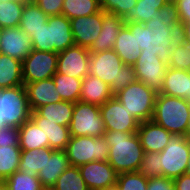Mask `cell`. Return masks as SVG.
<instances>
[{
  "label": "cell",
  "instance_id": "6da1fadb",
  "mask_svg": "<svg viewBox=\"0 0 190 190\" xmlns=\"http://www.w3.org/2000/svg\"><path fill=\"white\" fill-rule=\"evenodd\" d=\"M144 25L148 27V41L141 53H158L160 60L168 64L171 48L180 40L181 22L176 3L169 0Z\"/></svg>",
  "mask_w": 190,
  "mask_h": 190
},
{
  "label": "cell",
  "instance_id": "7a4b0ae2",
  "mask_svg": "<svg viewBox=\"0 0 190 190\" xmlns=\"http://www.w3.org/2000/svg\"><path fill=\"white\" fill-rule=\"evenodd\" d=\"M88 74L107 83L114 94L137 81L134 66L125 65L113 49L90 52Z\"/></svg>",
  "mask_w": 190,
  "mask_h": 190
},
{
  "label": "cell",
  "instance_id": "3957f363",
  "mask_svg": "<svg viewBox=\"0 0 190 190\" xmlns=\"http://www.w3.org/2000/svg\"><path fill=\"white\" fill-rule=\"evenodd\" d=\"M103 136L109 145L107 161L116 172L137 171L145 153L137 133L105 131Z\"/></svg>",
  "mask_w": 190,
  "mask_h": 190
},
{
  "label": "cell",
  "instance_id": "277c9868",
  "mask_svg": "<svg viewBox=\"0 0 190 190\" xmlns=\"http://www.w3.org/2000/svg\"><path fill=\"white\" fill-rule=\"evenodd\" d=\"M151 120L173 135L188 137L190 100L157 93Z\"/></svg>",
  "mask_w": 190,
  "mask_h": 190
},
{
  "label": "cell",
  "instance_id": "5b68a950",
  "mask_svg": "<svg viewBox=\"0 0 190 190\" xmlns=\"http://www.w3.org/2000/svg\"><path fill=\"white\" fill-rule=\"evenodd\" d=\"M33 49L61 52L75 45L70 19L66 16H49L48 22L31 35Z\"/></svg>",
  "mask_w": 190,
  "mask_h": 190
},
{
  "label": "cell",
  "instance_id": "8992f818",
  "mask_svg": "<svg viewBox=\"0 0 190 190\" xmlns=\"http://www.w3.org/2000/svg\"><path fill=\"white\" fill-rule=\"evenodd\" d=\"M157 93L143 82L136 81L114 94V97L140 123L153 117Z\"/></svg>",
  "mask_w": 190,
  "mask_h": 190
},
{
  "label": "cell",
  "instance_id": "52a82bcc",
  "mask_svg": "<svg viewBox=\"0 0 190 190\" xmlns=\"http://www.w3.org/2000/svg\"><path fill=\"white\" fill-rule=\"evenodd\" d=\"M31 118L26 87L0 89V120L5 126L20 127Z\"/></svg>",
  "mask_w": 190,
  "mask_h": 190
},
{
  "label": "cell",
  "instance_id": "ba28073f",
  "mask_svg": "<svg viewBox=\"0 0 190 190\" xmlns=\"http://www.w3.org/2000/svg\"><path fill=\"white\" fill-rule=\"evenodd\" d=\"M65 152L70 165L80 167L88 162L107 161L109 158V145L104 136H71Z\"/></svg>",
  "mask_w": 190,
  "mask_h": 190
},
{
  "label": "cell",
  "instance_id": "9c48e42d",
  "mask_svg": "<svg viewBox=\"0 0 190 190\" xmlns=\"http://www.w3.org/2000/svg\"><path fill=\"white\" fill-rule=\"evenodd\" d=\"M70 136L101 137L105 134L100 107L95 104L77 101L74 104L69 126Z\"/></svg>",
  "mask_w": 190,
  "mask_h": 190
},
{
  "label": "cell",
  "instance_id": "30bf717a",
  "mask_svg": "<svg viewBox=\"0 0 190 190\" xmlns=\"http://www.w3.org/2000/svg\"><path fill=\"white\" fill-rule=\"evenodd\" d=\"M160 154L164 177L171 179L180 177L186 173L190 155V137L172 135Z\"/></svg>",
  "mask_w": 190,
  "mask_h": 190
},
{
  "label": "cell",
  "instance_id": "8fae6325",
  "mask_svg": "<svg viewBox=\"0 0 190 190\" xmlns=\"http://www.w3.org/2000/svg\"><path fill=\"white\" fill-rule=\"evenodd\" d=\"M58 53L33 49L22 61L24 86L39 80L50 79L57 72Z\"/></svg>",
  "mask_w": 190,
  "mask_h": 190
},
{
  "label": "cell",
  "instance_id": "7c38bea8",
  "mask_svg": "<svg viewBox=\"0 0 190 190\" xmlns=\"http://www.w3.org/2000/svg\"><path fill=\"white\" fill-rule=\"evenodd\" d=\"M99 107L105 131L137 133L140 122L115 97Z\"/></svg>",
  "mask_w": 190,
  "mask_h": 190
},
{
  "label": "cell",
  "instance_id": "4fadbf2b",
  "mask_svg": "<svg viewBox=\"0 0 190 190\" xmlns=\"http://www.w3.org/2000/svg\"><path fill=\"white\" fill-rule=\"evenodd\" d=\"M158 53H141L134 65L137 81L143 82L156 93L163 87L168 65L160 60Z\"/></svg>",
  "mask_w": 190,
  "mask_h": 190
},
{
  "label": "cell",
  "instance_id": "5bb4252c",
  "mask_svg": "<svg viewBox=\"0 0 190 190\" xmlns=\"http://www.w3.org/2000/svg\"><path fill=\"white\" fill-rule=\"evenodd\" d=\"M90 51L74 45L58 53L57 73L83 79L88 75Z\"/></svg>",
  "mask_w": 190,
  "mask_h": 190
},
{
  "label": "cell",
  "instance_id": "9a60e30c",
  "mask_svg": "<svg viewBox=\"0 0 190 190\" xmlns=\"http://www.w3.org/2000/svg\"><path fill=\"white\" fill-rule=\"evenodd\" d=\"M78 168L89 190H103L117 183L118 173L108 161L88 162Z\"/></svg>",
  "mask_w": 190,
  "mask_h": 190
},
{
  "label": "cell",
  "instance_id": "2e32d148",
  "mask_svg": "<svg viewBox=\"0 0 190 190\" xmlns=\"http://www.w3.org/2000/svg\"><path fill=\"white\" fill-rule=\"evenodd\" d=\"M75 45L89 49L99 36L103 23V10L70 20Z\"/></svg>",
  "mask_w": 190,
  "mask_h": 190
},
{
  "label": "cell",
  "instance_id": "e0dca14e",
  "mask_svg": "<svg viewBox=\"0 0 190 190\" xmlns=\"http://www.w3.org/2000/svg\"><path fill=\"white\" fill-rule=\"evenodd\" d=\"M32 50L31 38L19 26L3 28L0 38V53L22 62Z\"/></svg>",
  "mask_w": 190,
  "mask_h": 190
},
{
  "label": "cell",
  "instance_id": "ac0fdd59",
  "mask_svg": "<svg viewBox=\"0 0 190 190\" xmlns=\"http://www.w3.org/2000/svg\"><path fill=\"white\" fill-rule=\"evenodd\" d=\"M70 166L65 150L45 148V164L37 177L44 188H52L57 178Z\"/></svg>",
  "mask_w": 190,
  "mask_h": 190
},
{
  "label": "cell",
  "instance_id": "d6986e66",
  "mask_svg": "<svg viewBox=\"0 0 190 190\" xmlns=\"http://www.w3.org/2000/svg\"><path fill=\"white\" fill-rule=\"evenodd\" d=\"M137 135L144 152H161L173 135L152 120L139 124Z\"/></svg>",
  "mask_w": 190,
  "mask_h": 190
},
{
  "label": "cell",
  "instance_id": "ffe728a7",
  "mask_svg": "<svg viewBox=\"0 0 190 190\" xmlns=\"http://www.w3.org/2000/svg\"><path fill=\"white\" fill-rule=\"evenodd\" d=\"M28 97V104L31 111L46 104L63 101L52 78L35 81L25 85Z\"/></svg>",
  "mask_w": 190,
  "mask_h": 190
},
{
  "label": "cell",
  "instance_id": "44dd1931",
  "mask_svg": "<svg viewBox=\"0 0 190 190\" xmlns=\"http://www.w3.org/2000/svg\"><path fill=\"white\" fill-rule=\"evenodd\" d=\"M124 25L125 22L121 16L103 11L101 32L88 50L90 52H101L113 49L119 31Z\"/></svg>",
  "mask_w": 190,
  "mask_h": 190
},
{
  "label": "cell",
  "instance_id": "7402d4cb",
  "mask_svg": "<svg viewBox=\"0 0 190 190\" xmlns=\"http://www.w3.org/2000/svg\"><path fill=\"white\" fill-rule=\"evenodd\" d=\"M74 104L71 101L46 104L35 111H31V119L33 121H52L53 123L69 127Z\"/></svg>",
  "mask_w": 190,
  "mask_h": 190
},
{
  "label": "cell",
  "instance_id": "603a6c76",
  "mask_svg": "<svg viewBox=\"0 0 190 190\" xmlns=\"http://www.w3.org/2000/svg\"><path fill=\"white\" fill-rule=\"evenodd\" d=\"M113 97L110 86L98 77L88 74L82 79L81 102L101 106Z\"/></svg>",
  "mask_w": 190,
  "mask_h": 190
},
{
  "label": "cell",
  "instance_id": "cb8c5ba5",
  "mask_svg": "<svg viewBox=\"0 0 190 190\" xmlns=\"http://www.w3.org/2000/svg\"><path fill=\"white\" fill-rule=\"evenodd\" d=\"M160 93L190 100V71L168 68Z\"/></svg>",
  "mask_w": 190,
  "mask_h": 190
},
{
  "label": "cell",
  "instance_id": "d4e9b609",
  "mask_svg": "<svg viewBox=\"0 0 190 190\" xmlns=\"http://www.w3.org/2000/svg\"><path fill=\"white\" fill-rule=\"evenodd\" d=\"M113 50L125 65L134 66L142 50L136 41V32L124 25L116 38Z\"/></svg>",
  "mask_w": 190,
  "mask_h": 190
},
{
  "label": "cell",
  "instance_id": "484cf974",
  "mask_svg": "<svg viewBox=\"0 0 190 190\" xmlns=\"http://www.w3.org/2000/svg\"><path fill=\"white\" fill-rule=\"evenodd\" d=\"M19 147L26 151L49 148V140L31 118L19 127Z\"/></svg>",
  "mask_w": 190,
  "mask_h": 190
},
{
  "label": "cell",
  "instance_id": "4316f807",
  "mask_svg": "<svg viewBox=\"0 0 190 190\" xmlns=\"http://www.w3.org/2000/svg\"><path fill=\"white\" fill-rule=\"evenodd\" d=\"M23 84L22 62L0 53V89Z\"/></svg>",
  "mask_w": 190,
  "mask_h": 190
},
{
  "label": "cell",
  "instance_id": "83f0119b",
  "mask_svg": "<svg viewBox=\"0 0 190 190\" xmlns=\"http://www.w3.org/2000/svg\"><path fill=\"white\" fill-rule=\"evenodd\" d=\"M45 135V140H49V148L54 150H65L70 140V130L67 126H62L52 121H34Z\"/></svg>",
  "mask_w": 190,
  "mask_h": 190
},
{
  "label": "cell",
  "instance_id": "f1b7e54d",
  "mask_svg": "<svg viewBox=\"0 0 190 190\" xmlns=\"http://www.w3.org/2000/svg\"><path fill=\"white\" fill-rule=\"evenodd\" d=\"M48 19L49 16L33 0H29L24 5L19 27L31 37Z\"/></svg>",
  "mask_w": 190,
  "mask_h": 190
},
{
  "label": "cell",
  "instance_id": "f546056e",
  "mask_svg": "<svg viewBox=\"0 0 190 190\" xmlns=\"http://www.w3.org/2000/svg\"><path fill=\"white\" fill-rule=\"evenodd\" d=\"M56 91L59 93L63 101H71L76 103L80 101L82 88V79L69 77L68 75L55 73L52 77Z\"/></svg>",
  "mask_w": 190,
  "mask_h": 190
},
{
  "label": "cell",
  "instance_id": "4dcf8cb0",
  "mask_svg": "<svg viewBox=\"0 0 190 190\" xmlns=\"http://www.w3.org/2000/svg\"><path fill=\"white\" fill-rule=\"evenodd\" d=\"M29 0H9L0 2V27L11 28L20 24L25 3Z\"/></svg>",
  "mask_w": 190,
  "mask_h": 190
},
{
  "label": "cell",
  "instance_id": "1f68e13d",
  "mask_svg": "<svg viewBox=\"0 0 190 190\" xmlns=\"http://www.w3.org/2000/svg\"><path fill=\"white\" fill-rule=\"evenodd\" d=\"M101 10L99 0H64L62 15L68 19L89 16Z\"/></svg>",
  "mask_w": 190,
  "mask_h": 190
},
{
  "label": "cell",
  "instance_id": "d6a6232c",
  "mask_svg": "<svg viewBox=\"0 0 190 190\" xmlns=\"http://www.w3.org/2000/svg\"><path fill=\"white\" fill-rule=\"evenodd\" d=\"M21 151L19 146L0 147V178L3 181L18 171Z\"/></svg>",
  "mask_w": 190,
  "mask_h": 190
},
{
  "label": "cell",
  "instance_id": "836d02e7",
  "mask_svg": "<svg viewBox=\"0 0 190 190\" xmlns=\"http://www.w3.org/2000/svg\"><path fill=\"white\" fill-rule=\"evenodd\" d=\"M45 164V148L43 149H32L29 151L22 150L19 169L29 176H37L41 168Z\"/></svg>",
  "mask_w": 190,
  "mask_h": 190
},
{
  "label": "cell",
  "instance_id": "e575fe53",
  "mask_svg": "<svg viewBox=\"0 0 190 190\" xmlns=\"http://www.w3.org/2000/svg\"><path fill=\"white\" fill-rule=\"evenodd\" d=\"M53 190H89L80 170L76 166H69L58 178Z\"/></svg>",
  "mask_w": 190,
  "mask_h": 190
},
{
  "label": "cell",
  "instance_id": "d590c367",
  "mask_svg": "<svg viewBox=\"0 0 190 190\" xmlns=\"http://www.w3.org/2000/svg\"><path fill=\"white\" fill-rule=\"evenodd\" d=\"M165 5L141 3V0H138L136 5L123 17L124 22H148L150 19H154L157 15V10Z\"/></svg>",
  "mask_w": 190,
  "mask_h": 190
},
{
  "label": "cell",
  "instance_id": "8d00e7d4",
  "mask_svg": "<svg viewBox=\"0 0 190 190\" xmlns=\"http://www.w3.org/2000/svg\"><path fill=\"white\" fill-rule=\"evenodd\" d=\"M7 190H42L44 187L37 176L16 171L4 180Z\"/></svg>",
  "mask_w": 190,
  "mask_h": 190
},
{
  "label": "cell",
  "instance_id": "74e56055",
  "mask_svg": "<svg viewBox=\"0 0 190 190\" xmlns=\"http://www.w3.org/2000/svg\"><path fill=\"white\" fill-rule=\"evenodd\" d=\"M167 65L169 68L190 71V44L180 39L171 48Z\"/></svg>",
  "mask_w": 190,
  "mask_h": 190
},
{
  "label": "cell",
  "instance_id": "f35d334b",
  "mask_svg": "<svg viewBox=\"0 0 190 190\" xmlns=\"http://www.w3.org/2000/svg\"><path fill=\"white\" fill-rule=\"evenodd\" d=\"M160 159L159 152H145L137 171L147 179L164 177Z\"/></svg>",
  "mask_w": 190,
  "mask_h": 190
},
{
  "label": "cell",
  "instance_id": "ab89813d",
  "mask_svg": "<svg viewBox=\"0 0 190 190\" xmlns=\"http://www.w3.org/2000/svg\"><path fill=\"white\" fill-rule=\"evenodd\" d=\"M116 185L120 190H147L148 179L138 171L120 173Z\"/></svg>",
  "mask_w": 190,
  "mask_h": 190
},
{
  "label": "cell",
  "instance_id": "60d3db41",
  "mask_svg": "<svg viewBox=\"0 0 190 190\" xmlns=\"http://www.w3.org/2000/svg\"><path fill=\"white\" fill-rule=\"evenodd\" d=\"M138 0H99L100 7L105 12H110L122 18L132 9Z\"/></svg>",
  "mask_w": 190,
  "mask_h": 190
},
{
  "label": "cell",
  "instance_id": "b9f144b4",
  "mask_svg": "<svg viewBox=\"0 0 190 190\" xmlns=\"http://www.w3.org/2000/svg\"><path fill=\"white\" fill-rule=\"evenodd\" d=\"M19 146V128L4 126L0 129V147Z\"/></svg>",
  "mask_w": 190,
  "mask_h": 190
},
{
  "label": "cell",
  "instance_id": "7bdbcfd3",
  "mask_svg": "<svg viewBox=\"0 0 190 190\" xmlns=\"http://www.w3.org/2000/svg\"><path fill=\"white\" fill-rule=\"evenodd\" d=\"M125 25L130 29L131 32H136V41L141 50L147 46L148 41V27L144 23L137 22H125Z\"/></svg>",
  "mask_w": 190,
  "mask_h": 190
},
{
  "label": "cell",
  "instance_id": "ee69618b",
  "mask_svg": "<svg viewBox=\"0 0 190 190\" xmlns=\"http://www.w3.org/2000/svg\"><path fill=\"white\" fill-rule=\"evenodd\" d=\"M48 16L61 15L64 0H33Z\"/></svg>",
  "mask_w": 190,
  "mask_h": 190
},
{
  "label": "cell",
  "instance_id": "f6af8a7d",
  "mask_svg": "<svg viewBox=\"0 0 190 190\" xmlns=\"http://www.w3.org/2000/svg\"><path fill=\"white\" fill-rule=\"evenodd\" d=\"M147 190H175L174 181L166 177L150 178Z\"/></svg>",
  "mask_w": 190,
  "mask_h": 190
},
{
  "label": "cell",
  "instance_id": "bcb514c9",
  "mask_svg": "<svg viewBox=\"0 0 190 190\" xmlns=\"http://www.w3.org/2000/svg\"><path fill=\"white\" fill-rule=\"evenodd\" d=\"M179 11L180 22H188L190 20V0H173Z\"/></svg>",
  "mask_w": 190,
  "mask_h": 190
},
{
  "label": "cell",
  "instance_id": "7dc6e473",
  "mask_svg": "<svg viewBox=\"0 0 190 190\" xmlns=\"http://www.w3.org/2000/svg\"><path fill=\"white\" fill-rule=\"evenodd\" d=\"M173 181L175 190H190V174L184 173Z\"/></svg>",
  "mask_w": 190,
  "mask_h": 190
},
{
  "label": "cell",
  "instance_id": "c3c4849f",
  "mask_svg": "<svg viewBox=\"0 0 190 190\" xmlns=\"http://www.w3.org/2000/svg\"><path fill=\"white\" fill-rule=\"evenodd\" d=\"M180 39L190 44V20L182 22L180 26Z\"/></svg>",
  "mask_w": 190,
  "mask_h": 190
},
{
  "label": "cell",
  "instance_id": "681fc988",
  "mask_svg": "<svg viewBox=\"0 0 190 190\" xmlns=\"http://www.w3.org/2000/svg\"><path fill=\"white\" fill-rule=\"evenodd\" d=\"M169 0H141V3L149 4H167Z\"/></svg>",
  "mask_w": 190,
  "mask_h": 190
},
{
  "label": "cell",
  "instance_id": "f907efd6",
  "mask_svg": "<svg viewBox=\"0 0 190 190\" xmlns=\"http://www.w3.org/2000/svg\"><path fill=\"white\" fill-rule=\"evenodd\" d=\"M103 190H120V189L118 188L117 185H114V186H111V187H107L106 189H103Z\"/></svg>",
  "mask_w": 190,
  "mask_h": 190
},
{
  "label": "cell",
  "instance_id": "816d5d0a",
  "mask_svg": "<svg viewBox=\"0 0 190 190\" xmlns=\"http://www.w3.org/2000/svg\"><path fill=\"white\" fill-rule=\"evenodd\" d=\"M0 190H7V188H6V185H5V182H4V181L0 182Z\"/></svg>",
  "mask_w": 190,
  "mask_h": 190
},
{
  "label": "cell",
  "instance_id": "f5cc1de1",
  "mask_svg": "<svg viewBox=\"0 0 190 190\" xmlns=\"http://www.w3.org/2000/svg\"><path fill=\"white\" fill-rule=\"evenodd\" d=\"M186 173L190 174V155L188 158V165H187Z\"/></svg>",
  "mask_w": 190,
  "mask_h": 190
},
{
  "label": "cell",
  "instance_id": "db71d44e",
  "mask_svg": "<svg viewBox=\"0 0 190 190\" xmlns=\"http://www.w3.org/2000/svg\"><path fill=\"white\" fill-rule=\"evenodd\" d=\"M5 126V124L2 122V120H0V129L3 128Z\"/></svg>",
  "mask_w": 190,
  "mask_h": 190
},
{
  "label": "cell",
  "instance_id": "11a10c76",
  "mask_svg": "<svg viewBox=\"0 0 190 190\" xmlns=\"http://www.w3.org/2000/svg\"><path fill=\"white\" fill-rule=\"evenodd\" d=\"M188 137H190V121H189V125H188Z\"/></svg>",
  "mask_w": 190,
  "mask_h": 190
},
{
  "label": "cell",
  "instance_id": "9f6ffc18",
  "mask_svg": "<svg viewBox=\"0 0 190 190\" xmlns=\"http://www.w3.org/2000/svg\"><path fill=\"white\" fill-rule=\"evenodd\" d=\"M2 30H3V28L0 27V38H1V35H2Z\"/></svg>",
  "mask_w": 190,
  "mask_h": 190
},
{
  "label": "cell",
  "instance_id": "6f0895ef",
  "mask_svg": "<svg viewBox=\"0 0 190 190\" xmlns=\"http://www.w3.org/2000/svg\"><path fill=\"white\" fill-rule=\"evenodd\" d=\"M42 190H53L52 188H43Z\"/></svg>",
  "mask_w": 190,
  "mask_h": 190
}]
</instances>
